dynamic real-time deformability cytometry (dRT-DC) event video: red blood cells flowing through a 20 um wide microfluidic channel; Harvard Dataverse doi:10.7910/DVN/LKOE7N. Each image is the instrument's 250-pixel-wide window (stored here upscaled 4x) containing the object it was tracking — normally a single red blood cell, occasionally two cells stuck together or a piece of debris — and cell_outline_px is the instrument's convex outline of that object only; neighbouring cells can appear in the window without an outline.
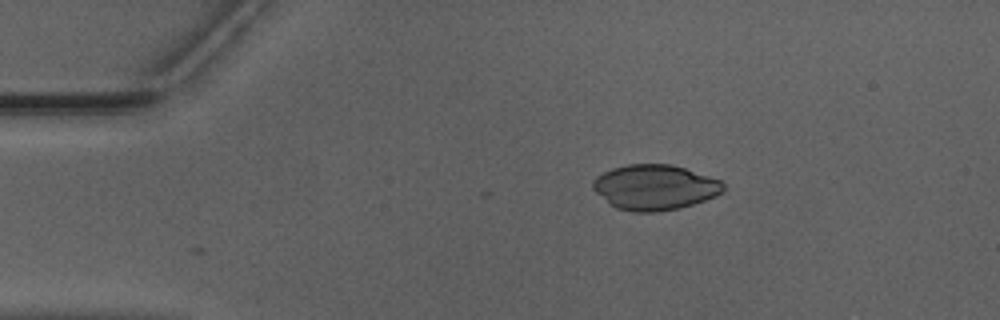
{"species": "Egyptian fruit bat (a non-hibernating species)", "species_latin": "Rousettus aegyptiacus", "temperature_condition": "warm", "stored_images_in_passage": 3, "camera_frame_rate_fps": 3000, "um_per_image_px": 0.085, "animal": {"sex": "male"}, "frame": {"image": 1, "passage_image": 3, "time_ms": 0.667, "image_size_px": [1000, 320], "cell_outline_px": [[724, 192], [716, 196], [680, 208], [656, 212], [632, 212], [616, 208], [596, 192], [592, 188], [592, 180], [596, 176], [612, 168], [628, 164], [672, 164], [720, 180], [724, 184]], "centroid_in_image_um": [55.65, 15.92], "position_along_channel_um": 29.4, "area_um2": 34.33}}